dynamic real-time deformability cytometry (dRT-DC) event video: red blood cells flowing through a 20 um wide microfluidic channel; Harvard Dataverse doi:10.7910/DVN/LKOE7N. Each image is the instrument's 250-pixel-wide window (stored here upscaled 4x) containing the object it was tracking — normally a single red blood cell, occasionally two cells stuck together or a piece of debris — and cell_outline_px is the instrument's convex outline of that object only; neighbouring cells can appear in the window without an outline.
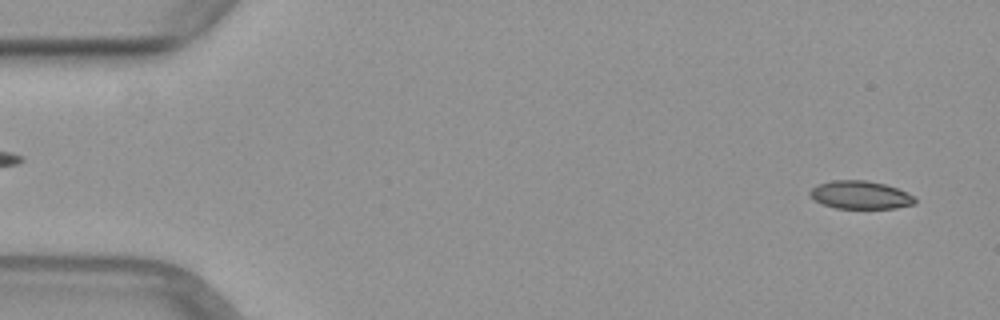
{"species": "common noctule bat (a hibernating species)", "species_latin": "Nyctalus noctula", "temperature_condition": "warm", "stored_images_in_passage": 50, "camera_frame_rate_fps": 3000, "um_per_image_px": 0.085, "animal": {"sex": "female", "body_mass_g": 29.2, "forearm_length_mm": 56.3}, "frame": {"image": 1, "passage_image": 2, "time_ms": 0.333, "image_size_px": [1000, 320], "cell_outline_px": [[916, 204], [896, 208], [836, 208], [812, 200], [808, 192], [816, 184], [832, 180], [868, 180], [884, 184], [896, 188], [912, 196], [916, 200]], "centroid_in_image_um": [73.08, 16.56], "position_along_channel_um": 11.9, "area_um2": 17.17}}
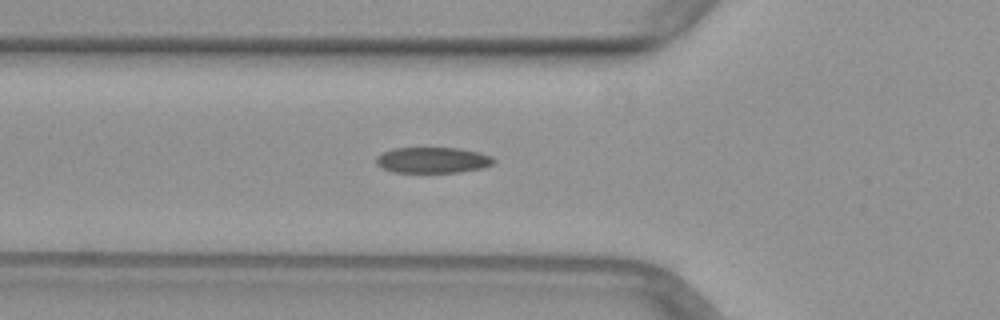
{"frame": {"image": 2, "passage_image": 17, "time_ms": 5.333, "image_size_px": [1000, 320], "cell_outline_px": [[496, 160], [492, 164], [484, 168], [460, 172], [392, 172], [380, 168], [376, 164], [376, 156], [392, 148], [460, 148], [480, 152], [492, 156]], "centroid_in_image_um": [36.78, 13.61], "position_along_channel_um": 89.0, "area_um2": 17.92}}
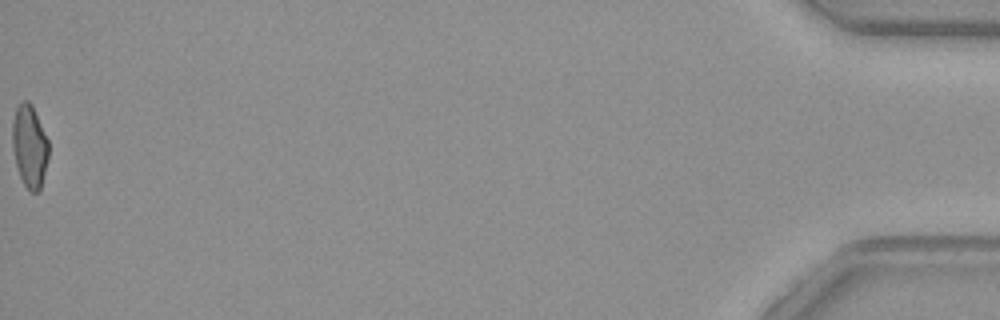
{"frame": {"image": 3, "passage_image": 50, "time_ms": 16.333, "image_size_px": [1000, 320], "cell_outline_px": [[48, 156], [40, 188], [36, 192], [32, 192], [24, 184], [20, 176], [16, 164], [12, 148], [12, 120], [16, 108], [24, 100], [28, 100], [32, 104], [48, 140]], "centroid_in_image_um": [2.49, 12.38], "position_along_channel_um": 432.7, "area_um2": 17.22}}